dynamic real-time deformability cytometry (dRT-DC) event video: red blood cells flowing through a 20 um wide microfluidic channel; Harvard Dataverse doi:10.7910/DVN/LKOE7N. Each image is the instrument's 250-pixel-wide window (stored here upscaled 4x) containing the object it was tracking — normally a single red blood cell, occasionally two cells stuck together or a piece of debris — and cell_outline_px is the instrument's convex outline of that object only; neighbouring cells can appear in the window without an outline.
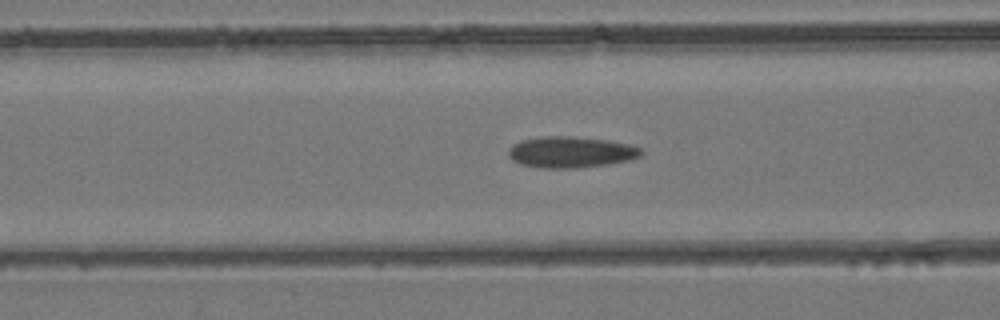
{"species": "common noctule bat (a hibernating species)", "species_latin": "Nyctalus noctula", "temperature_condition": "room temperature", "stored_images_in_passage": 32, "camera_frame_rate_fps": 3000, "um_per_image_px": 0.085, "animal": {"sex": "female", "body_mass_g": 24.6, "forearm_length_mm": 56.2}, "frame": {"image": 1, "passage_image": 11, "time_ms": 3.333, "image_size_px": [1000, 320], "cell_outline_px": [[644, 152], [640, 156], [628, 160], [608, 164], [576, 168], [544, 168], [520, 164], [512, 160], [508, 156], [508, 148], [512, 144], [520, 140], [540, 136], [572, 136], [608, 140], [632, 144], [640, 148]], "centroid_in_image_um": [48.5, 12.92], "position_along_channel_um": 118.1, "area_um2": 24.39}}
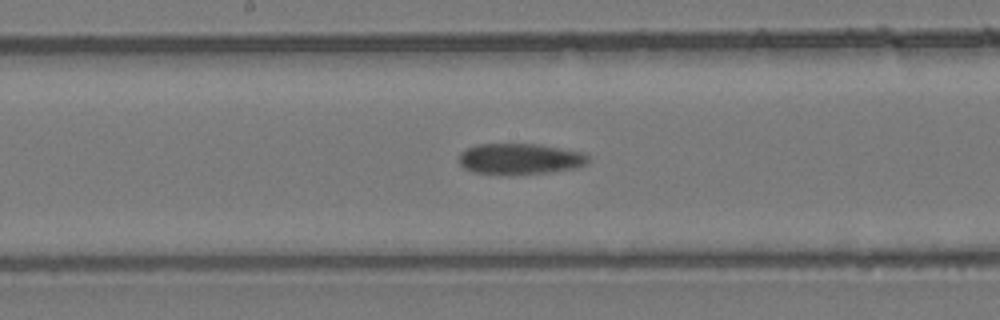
{"frame": {"image": 2, "passage_image": 17, "time_ms": 5.333, "image_size_px": [1000, 320], "cell_outline_px": [[588, 160], [584, 164], [576, 168], [548, 172], [476, 172], [464, 168], [460, 164], [460, 152], [476, 144], [540, 144], [584, 152], [588, 156]], "centroid_in_image_um": [44.23, 13.46], "position_along_channel_um": 204.0, "area_um2": 22.48}}
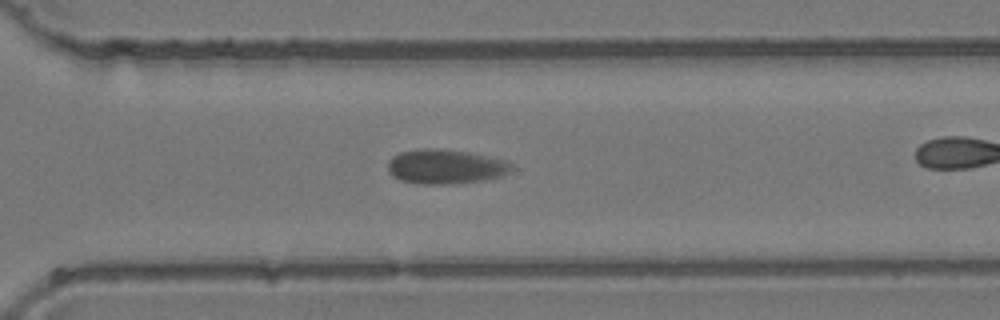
{"frame": {"image": 3, "passage_image": 26, "time_ms": 8.333, "image_size_px": [1000, 320], "cell_outline_px": [[512, 168], [508, 172], [500, 176], [484, 180], [452, 184], [420, 184], [400, 180], [392, 176], [388, 172], [388, 160], [392, 156], [400, 152], [424, 148], [428, 148], [468, 152], [508, 160], [512, 164]], "centroid_in_image_um": [37.84, 14.17], "position_along_channel_um": 332.8, "area_um2": 24.91}}